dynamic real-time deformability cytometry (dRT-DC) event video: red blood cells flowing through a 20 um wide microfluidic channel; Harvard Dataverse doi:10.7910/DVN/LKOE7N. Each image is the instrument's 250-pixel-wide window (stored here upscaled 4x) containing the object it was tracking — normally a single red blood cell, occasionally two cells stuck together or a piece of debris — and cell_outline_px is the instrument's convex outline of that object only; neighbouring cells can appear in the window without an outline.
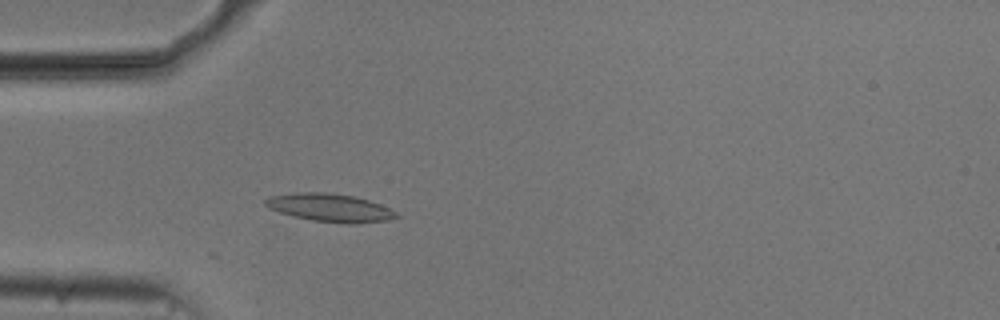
{"species": "common noctule bat (a hibernating species)", "species_latin": "Nyctalus noctula", "temperature_condition": "cold", "stored_images_in_passage": 54, "camera_frame_rate_fps": 3000, "um_per_image_px": 0.085, "animal": {"sex": "male", "body_mass_g": 20.5, "forearm_length_mm": 52.5}, "frame": {"image": 1, "passage_image": 16, "time_ms": 5.0, "image_size_px": [1000, 320], "cell_outline_px": [[400, 216], [384, 220], [352, 224], [344, 224], [312, 220], [280, 212], [268, 208], [264, 204], [264, 200], [268, 196], [296, 192], [324, 192], [352, 196], [368, 200], [380, 204], [396, 212]], "centroid_in_image_um": [28.0, 17.65], "position_along_channel_um": 57.0, "area_um2": 21.21}}
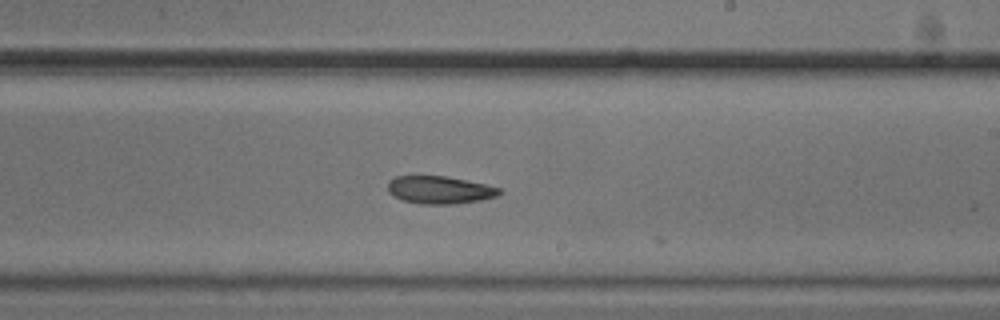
{"frame": {"image": 2, "passage_image": 32, "time_ms": 10.333, "image_size_px": [1000, 320], "cell_outline_px": [[504, 192], [496, 196], [480, 200], [456, 204], [420, 204], [404, 200], [392, 196], [388, 192], [388, 180], [396, 176], [444, 176], [484, 184], [500, 188]], "centroid_in_image_um": [37.35, 16.15], "position_along_channel_um": 251.7, "area_um2": 17.98}}
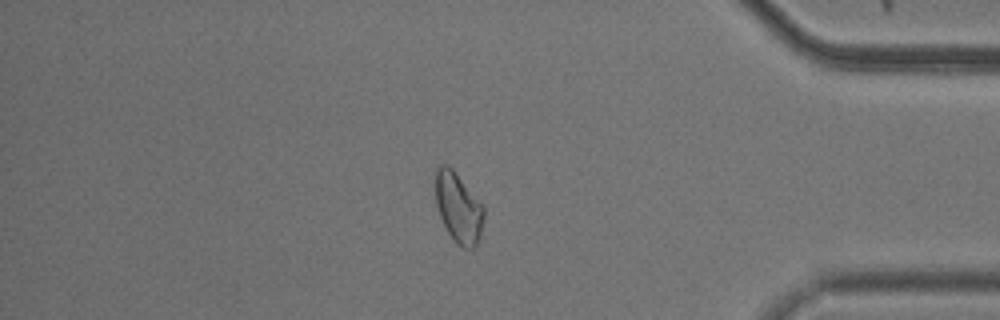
{"frame": {"image": 3, "passage_image": 46, "time_ms": 15.0, "image_size_px": [1000, 320], "cell_outline_px": [[484, 216], [480, 240], [472, 248], [464, 248], [456, 244], [452, 240], [440, 216], [436, 204], [436, 168], [440, 164], [448, 164], [452, 168], [484, 204]], "centroid_in_image_um": [38.99, 17.65], "position_along_channel_um": 396.2, "area_um2": 20.0}}